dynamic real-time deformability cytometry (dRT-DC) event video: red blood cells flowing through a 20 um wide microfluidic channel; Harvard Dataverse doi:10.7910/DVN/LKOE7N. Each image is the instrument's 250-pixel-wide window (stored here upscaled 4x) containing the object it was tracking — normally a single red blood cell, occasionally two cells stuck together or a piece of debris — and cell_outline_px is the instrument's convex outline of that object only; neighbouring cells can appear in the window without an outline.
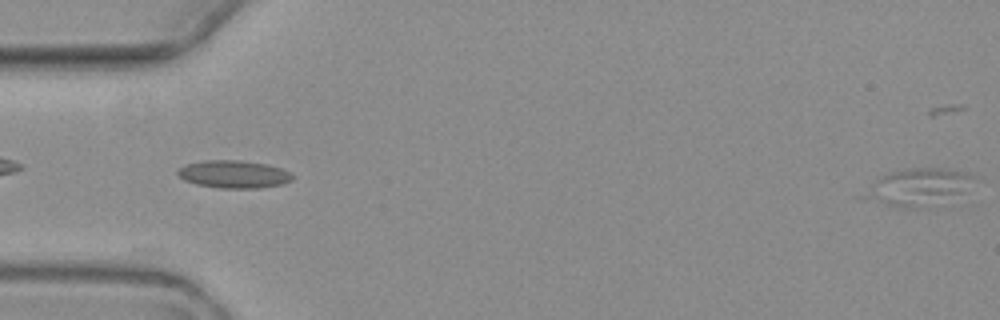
{"species": "common noctule bat (a hibernating species)", "species_latin": "Nyctalus noctula", "temperature_condition": "warm", "stored_images_in_passage": 5, "camera_frame_rate_fps": 3000, "um_per_image_px": 0.085, "animal": {"sex": "female", "body_mass_g": 19.3, "forearm_length_mm": 54.1}, "frame": {"image": 1, "passage_image": 5, "time_ms": 5.667, "image_size_px": [1000, 320], "cell_outline_px": [[972, 176], [956, 192], [916, 208], [896, 208], [860, 200], [860, 196], [876, 180], [892, 172], [908, 168], [948, 168], [968, 172]], "centroid_in_image_um": [77.76, 15.89], "position_along_channel_um": 7.2, "area_um2": 22.31}}